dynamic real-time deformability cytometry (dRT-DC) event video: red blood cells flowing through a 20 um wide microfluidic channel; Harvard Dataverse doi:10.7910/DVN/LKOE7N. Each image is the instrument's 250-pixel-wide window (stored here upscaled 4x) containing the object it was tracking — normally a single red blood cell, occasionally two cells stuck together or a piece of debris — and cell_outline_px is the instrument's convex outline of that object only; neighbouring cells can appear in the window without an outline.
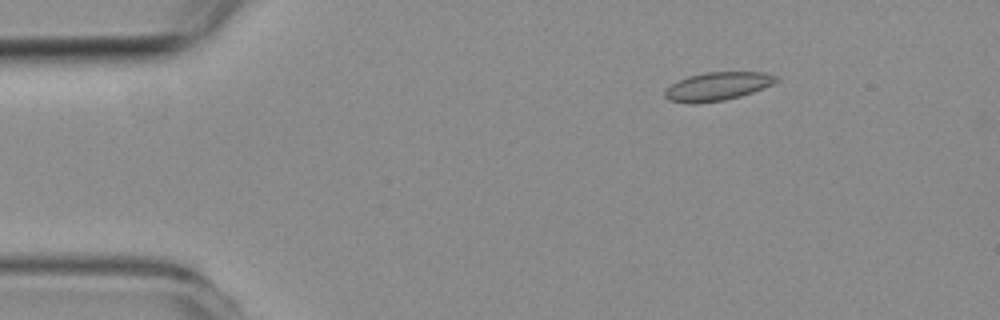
{"species": "common noctule bat (a hibernating species)", "species_latin": "Nyctalus noctula", "temperature_condition": "room temperature", "stored_images_in_passage": 4, "camera_frame_rate_fps": 3000, "um_per_image_px": 0.085, "animal": {"sex": "female", "body_mass_g": 19.3, "forearm_length_mm": 54.1}, "frame": {"image": 1, "passage_image": 2, "time_ms": 2.0, "image_size_px": [1000, 320], "cell_outline_px": [[780, 80], [772, 84], [752, 92], [740, 96], [724, 100], [692, 104], [688, 104], [668, 100], [664, 96], [664, 92], [672, 84], [688, 76], [708, 72], [764, 72], [776, 76]], "centroid_in_image_um": [60.98, 7.34], "position_along_channel_um": 24.0, "area_um2": 18.26}}